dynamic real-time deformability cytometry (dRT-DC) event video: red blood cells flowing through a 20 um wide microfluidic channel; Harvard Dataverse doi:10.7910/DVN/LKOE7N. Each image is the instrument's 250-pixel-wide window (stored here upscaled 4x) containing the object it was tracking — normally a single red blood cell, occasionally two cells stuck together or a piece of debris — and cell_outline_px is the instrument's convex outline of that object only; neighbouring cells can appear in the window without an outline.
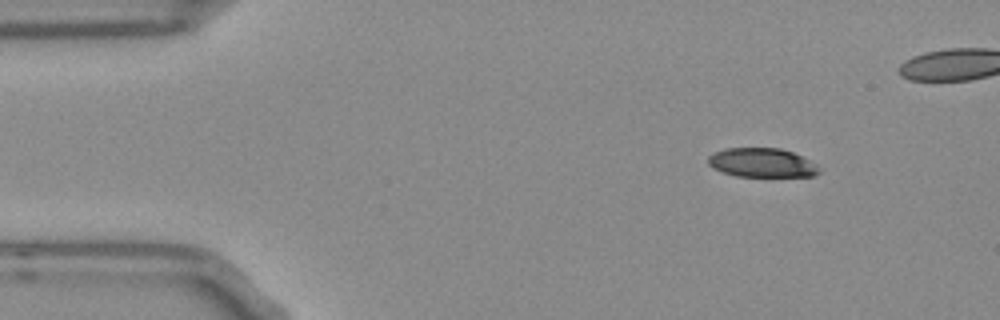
{"species": "Egyptian fruit bat (a non-hibernating species)", "species_latin": "Rousettus aegyptiacus", "temperature_condition": "room temperature", "stored_images_in_passage": 20, "camera_frame_rate_fps": 3000, "um_per_image_px": 0.085, "frame": {"image": 1, "passage_image": 1, "time_ms": 0.0, "image_size_px": [1000, 320], "cell_outline_px": [[812, 172], [804, 176], [752, 176], [732, 172], [724, 168], [744, 148], [764, 148], [788, 152], [796, 156]], "centroid_in_image_um": [65.21, 13.9], "position_along_channel_um": 19.8, "area_um2": 13.06}}
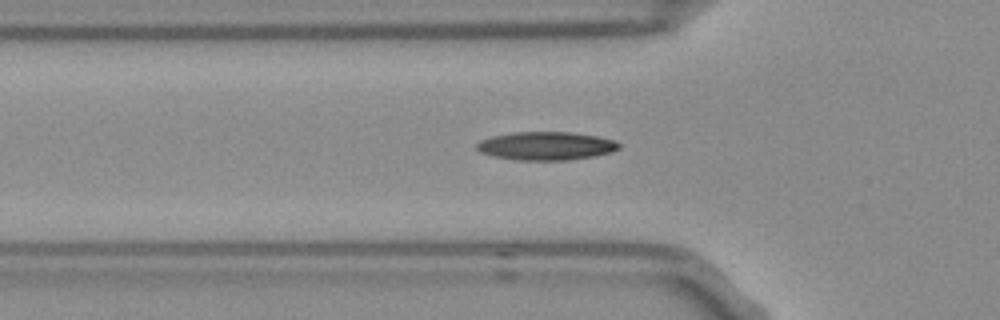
{"frame": {"image": 2, "passage_image": 12, "time_ms": 3.667, "image_size_px": [1000, 320], "cell_outline_px": [[612, 148], [596, 152], [568, 156], [524, 156], [528, 136], [576, 136], [600, 140], [612, 144]], "centroid_in_image_um": [47.88, 12.4], "position_along_channel_um": 77.9, "area_um2": 10.46}}